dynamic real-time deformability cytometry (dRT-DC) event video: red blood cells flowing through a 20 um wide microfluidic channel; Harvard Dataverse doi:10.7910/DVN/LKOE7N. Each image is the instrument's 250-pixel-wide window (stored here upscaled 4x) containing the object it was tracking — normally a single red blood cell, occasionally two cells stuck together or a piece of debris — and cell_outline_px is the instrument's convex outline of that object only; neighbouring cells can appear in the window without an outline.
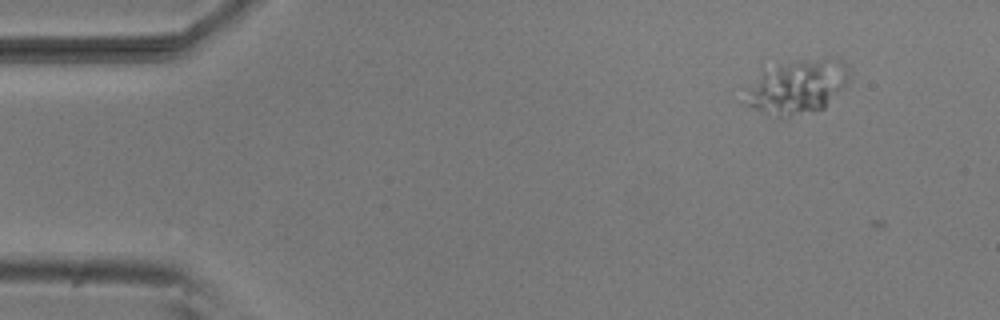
{"species": "common noctule bat (a hibernating species)", "species_latin": "Nyctalus noctula", "temperature_condition": "room temperature", "stored_images_in_passage": 3, "camera_frame_rate_fps": 3000, "um_per_image_px": 0.085, "animal": {"sex": "male", "body_mass_g": 20.5, "forearm_length_mm": 52.5}, "frame": {"image": 1, "passage_image": 1, "time_ms": 0.0, "image_size_px": [1000, 320], "cell_outline_px": [[852, 76], [844, 88], [824, 108], [812, 112], [780, 120], [776, 120], [744, 104], [748, 88], [764, 72], [776, 64], [800, 60], [828, 56], [836, 56], [844, 64]], "centroid_in_image_um": [67.82, 7.41], "position_along_channel_um": 17.2, "area_um2": 33.47}}